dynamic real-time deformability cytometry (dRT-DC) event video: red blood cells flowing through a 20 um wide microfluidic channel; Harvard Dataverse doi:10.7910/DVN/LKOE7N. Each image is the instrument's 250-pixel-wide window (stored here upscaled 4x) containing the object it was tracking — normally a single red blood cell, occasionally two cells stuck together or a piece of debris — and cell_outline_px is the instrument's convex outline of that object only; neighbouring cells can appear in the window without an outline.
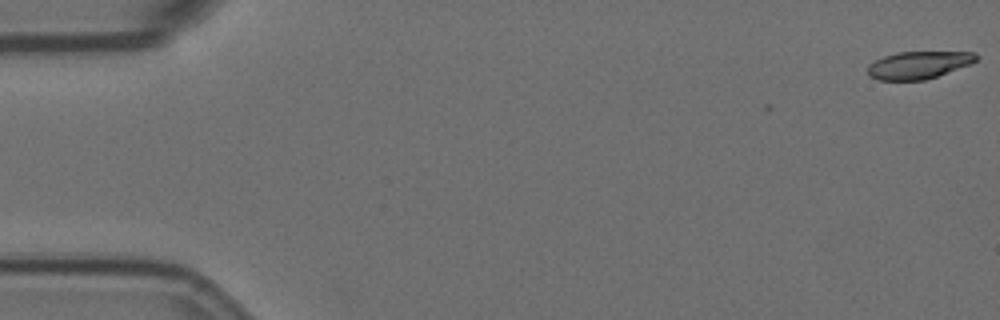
{"species": "Egyptian fruit bat (a non-hibernating species)", "species_latin": "Rousettus aegyptiacus", "temperature_condition": "room temperature", "stored_images_in_passage": 6, "camera_frame_rate_fps": 3000, "um_per_image_px": 0.085, "animal": {"sex": "female"}, "frame": {"image": 1, "passage_image": 1, "time_ms": 0.0, "image_size_px": [1000, 320], "cell_outline_px": [[980, 56], [976, 60], [968, 64], [936, 76], [924, 80], [876, 80], [868, 76], [868, 64], [884, 56], [896, 52], [976, 52]], "centroid_in_image_um": [78.03, 5.52], "position_along_channel_um": 7.0, "area_um2": 17.22}}